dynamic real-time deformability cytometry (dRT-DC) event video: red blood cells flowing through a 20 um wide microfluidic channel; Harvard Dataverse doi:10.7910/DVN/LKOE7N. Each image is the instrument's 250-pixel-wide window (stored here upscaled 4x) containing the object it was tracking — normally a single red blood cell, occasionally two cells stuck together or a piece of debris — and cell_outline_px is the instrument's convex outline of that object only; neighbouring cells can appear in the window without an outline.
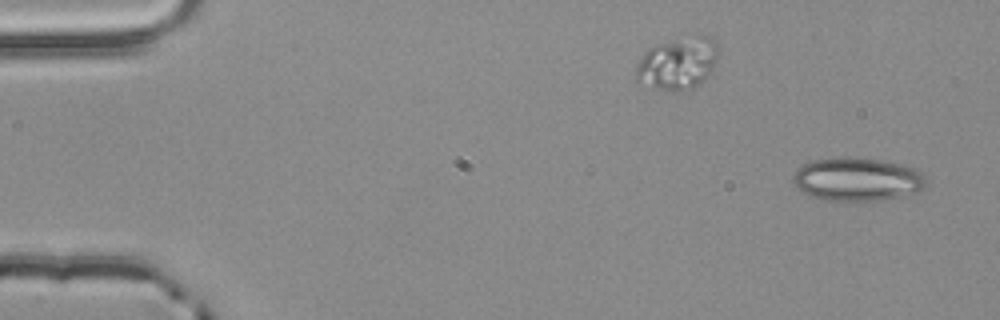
{"species": "common noctule bat (a hibernating species)", "species_latin": "Nyctalus noctula", "temperature_condition": "room temperature", "stored_images_in_passage": 4, "camera_frame_rate_fps": 3000, "um_per_image_px": 0.085, "animal": {"sex": "male", "body_mass_g": 20.4}, "frame": {"image": 1, "passage_image": 1, "time_ms": 0.0, "image_size_px": [1000, 320], "cell_outline_px": [[928, 184], [916, 192], [904, 196], [880, 200], [828, 200], [808, 196], [792, 180], [792, 176], [796, 168], [812, 160], [840, 156], [852, 156], [884, 160], [916, 168], [924, 176]], "centroid_in_image_um": [72.87, 15.21], "position_along_channel_um": 12.1, "area_um2": 33.93}}